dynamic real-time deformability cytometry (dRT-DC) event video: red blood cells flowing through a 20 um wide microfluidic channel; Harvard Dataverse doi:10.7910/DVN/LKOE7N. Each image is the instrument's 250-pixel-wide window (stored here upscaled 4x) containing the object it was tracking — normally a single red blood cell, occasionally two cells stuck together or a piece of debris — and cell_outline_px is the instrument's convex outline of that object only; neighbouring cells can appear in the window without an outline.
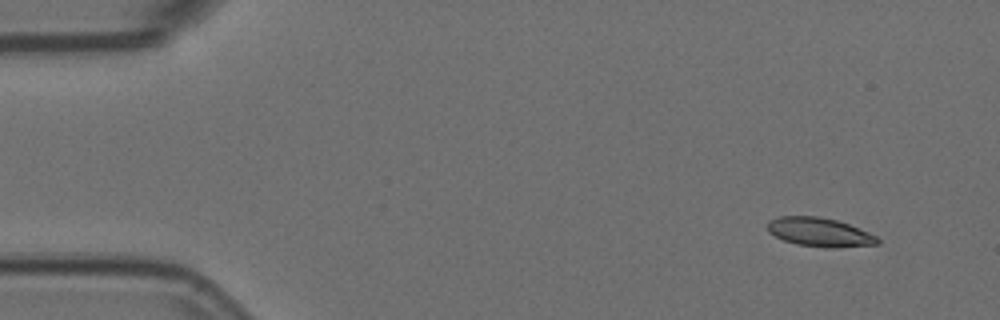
{"species": "Egyptian fruit bat (a non-hibernating species)", "species_latin": "Rousettus aegyptiacus", "temperature_condition": "room temperature", "stored_images_in_passage": 4, "camera_frame_rate_fps": 3000, "um_per_image_px": 0.085, "animal": {"sex": "female"}, "frame": {"image": 1, "passage_image": 1, "time_ms": 0.0, "image_size_px": [1000, 320], "cell_outline_px": [[880, 244], [832, 248], [796, 244], [784, 240], [768, 232], [768, 220], [780, 216], [820, 216], [836, 220], [848, 224], [868, 232], [876, 236], [880, 240]], "centroid_in_image_um": [69.67, 19.73], "position_along_channel_um": 15.3, "area_um2": 18.44}}
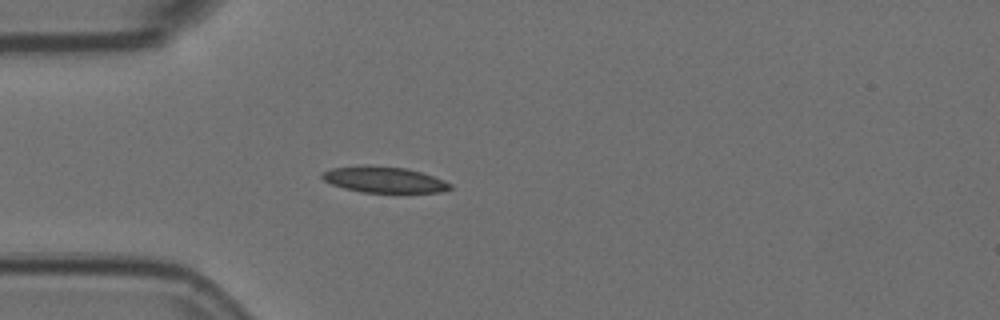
{"frame": {"image": 2, "passage_image": 4, "time_ms": 1.0, "image_size_px": [1000, 320], "cell_outline_px": [[452, 188], [440, 192], [360, 192], [344, 188], [332, 184], [324, 180], [320, 176], [320, 172], [332, 168], [364, 164], [368, 164], [408, 168], [444, 180], [452, 184]], "centroid_in_image_um": [32.6, 15.25], "position_along_channel_um": 52.4, "area_um2": 19.59}}